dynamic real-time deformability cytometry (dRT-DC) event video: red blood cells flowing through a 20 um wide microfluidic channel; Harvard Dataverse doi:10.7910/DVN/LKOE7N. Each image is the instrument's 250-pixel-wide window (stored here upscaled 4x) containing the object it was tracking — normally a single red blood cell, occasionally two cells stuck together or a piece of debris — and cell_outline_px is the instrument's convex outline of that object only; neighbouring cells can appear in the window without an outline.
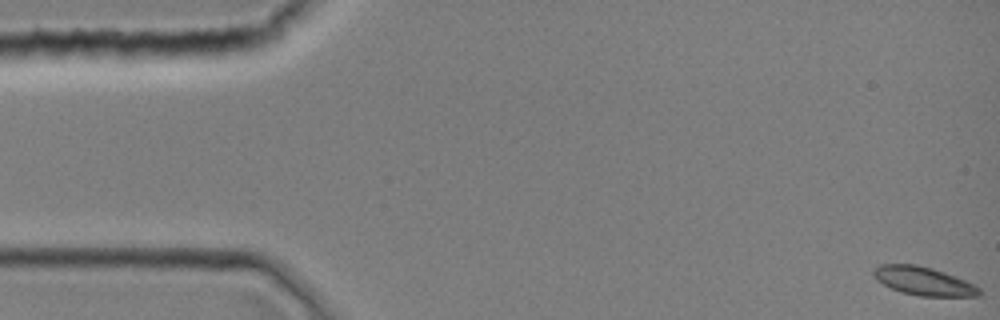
{"species": "common noctule bat (a hibernating species)", "species_latin": "Nyctalus noctula", "temperature_condition": "room temperature", "stored_images_in_passage": 8, "camera_frame_rate_fps": 3000, "um_per_image_px": 0.085, "animal": {"sex": "female", "body_mass_g": 19.0, "forearm_length_mm": 51.5}, "frame": {"image": 1, "passage_image": 1, "time_ms": 0.0, "image_size_px": [1000, 320], "cell_outline_px": [[980, 296], [920, 296], [900, 292], [876, 280], [872, 276], [872, 272], [880, 264], [916, 264], [932, 268], [956, 276], [976, 284], [980, 288]], "centroid_in_image_um": [78.51, 23.89], "position_along_channel_um": 6.5, "area_um2": 17.63}}